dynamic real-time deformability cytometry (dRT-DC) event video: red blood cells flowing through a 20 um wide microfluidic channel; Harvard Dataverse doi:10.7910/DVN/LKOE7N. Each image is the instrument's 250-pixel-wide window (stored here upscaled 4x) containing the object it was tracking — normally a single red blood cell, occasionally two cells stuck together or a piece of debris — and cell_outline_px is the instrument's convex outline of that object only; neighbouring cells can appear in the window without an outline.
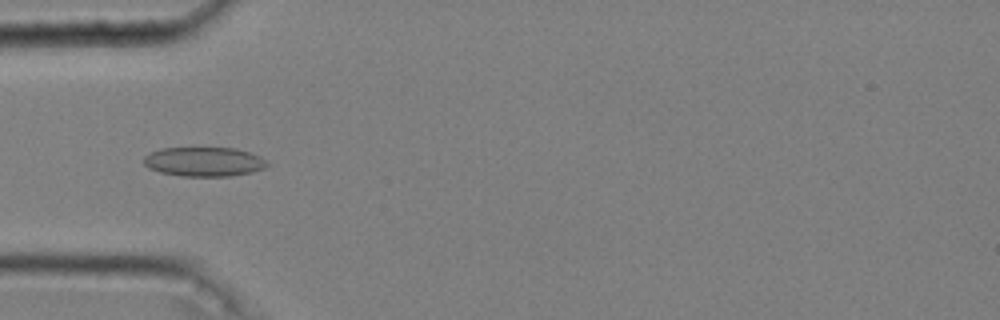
{"species": "common noctule bat (a hibernating species)", "species_latin": "Nyctalus noctula", "temperature_condition": "cold", "stored_images_in_passage": 51, "camera_frame_rate_fps": 3000, "um_per_image_px": 0.085, "animal": {"sex": "male", "body_mass_g": 20.4}, "frame": {"image": 1, "passage_image": 16, "time_ms": 5.0, "image_size_px": [1000, 320], "cell_outline_px": [[268, 164], [264, 168], [252, 172], [228, 176], [180, 176], [160, 172], [148, 168], [144, 164], [144, 156], [160, 148], [236, 148], [260, 156]], "centroid_in_image_um": [17.32, 13.75], "position_along_channel_um": 67.7, "area_um2": 20.98}}
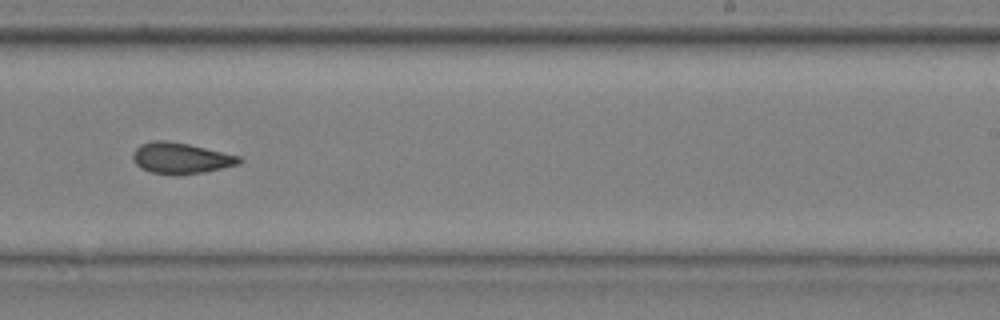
{"frame": {"image": 2, "passage_image": 33, "time_ms": 10.667, "image_size_px": [1000, 320], "cell_outline_px": [[244, 160], [240, 164], [204, 172], [176, 176], [152, 172], [140, 168], [132, 160], [132, 152], [140, 144], [152, 140], [168, 140], [188, 144], [240, 156]], "centroid_in_image_um": [15.35, 13.45], "position_along_channel_um": 273.7, "area_um2": 19.48}}
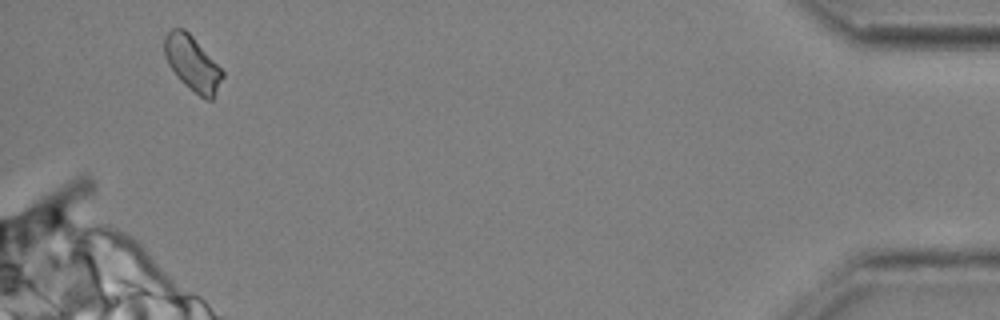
{"frame": {"image": 3, "passage_image": 50, "time_ms": 16.333, "image_size_px": [1000, 320], "cell_outline_px": [[224, 76], [212, 100], [208, 100], [200, 96], [184, 84], [176, 76], [168, 64], [164, 56], [164, 36], [172, 28], [184, 28], [192, 36], [224, 72]], "centroid_in_image_um": [16.33, 5.39], "position_along_channel_um": 418.9, "area_um2": 18.38}, "authors_computed_cell_mechanics": {"area_um2": 19.3052, "velocity_mm_per_s": 3.641, "shape_relaxation_time_tau1_ms": null, "shape_relaxation_time_tau2_ms": 3.6541, "deformation_change_tau1": null, "deformation_change_tau2": 0.0979}}